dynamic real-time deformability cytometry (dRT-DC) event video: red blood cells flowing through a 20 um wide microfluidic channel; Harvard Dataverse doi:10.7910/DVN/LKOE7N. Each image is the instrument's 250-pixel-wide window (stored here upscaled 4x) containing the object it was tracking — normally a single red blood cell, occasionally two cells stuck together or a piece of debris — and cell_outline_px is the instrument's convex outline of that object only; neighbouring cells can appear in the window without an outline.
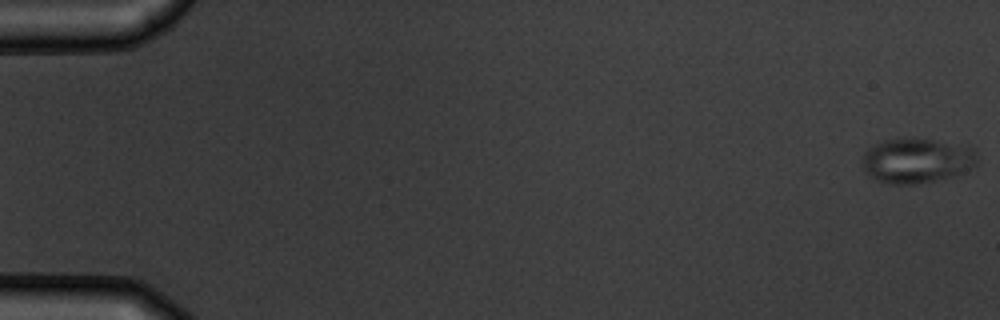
{"species": "common noctule bat (a hibernating species)", "species_latin": "Nyctalus noctula", "temperature_condition": "warm", "stored_images_in_passage": 13, "camera_frame_rate_fps": 3000, "um_per_image_px": 0.085, "animal": {"sex": "male", "body_mass_g": 19.5, "forearm_length_mm": 54.6}, "frame": {"image": 1, "passage_image": 1, "time_ms": 0.0, "image_size_px": [1000, 320], "cell_outline_px": [[976, 164], [956, 176], [916, 184], [888, 184], [876, 180], [868, 176], [864, 168], [864, 152], [868, 148], [884, 140], [932, 140], [968, 144], [976, 148]], "centroid_in_image_um": [77.97, 13.67], "position_along_channel_um": 7.0, "area_um2": 29.94}}
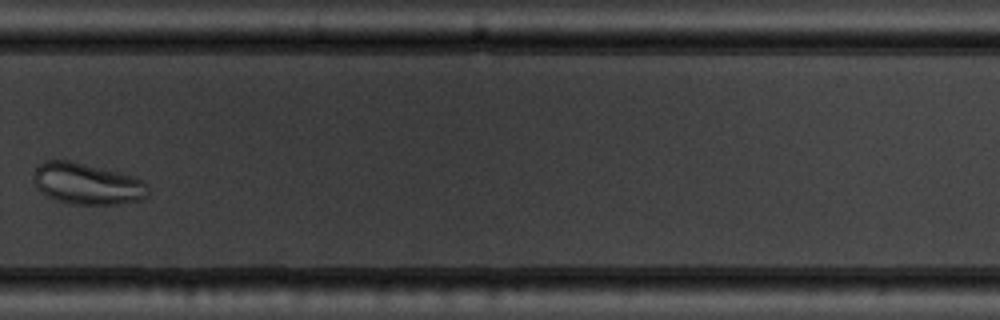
{"frame": {"image": 2, "passage_image": 13, "time_ms": 14.667, "image_size_px": [1000, 320], "cell_outline_px": [[148, 196], [144, 200], [116, 204], [72, 204], [56, 200], [48, 196], [36, 188], [32, 180], [32, 176], [36, 168], [44, 160], [72, 160], [136, 176], [144, 180], [148, 184]], "centroid_in_image_um": [7.43, 15.61], "position_along_channel_um": 322.4, "area_um2": 28.15}}